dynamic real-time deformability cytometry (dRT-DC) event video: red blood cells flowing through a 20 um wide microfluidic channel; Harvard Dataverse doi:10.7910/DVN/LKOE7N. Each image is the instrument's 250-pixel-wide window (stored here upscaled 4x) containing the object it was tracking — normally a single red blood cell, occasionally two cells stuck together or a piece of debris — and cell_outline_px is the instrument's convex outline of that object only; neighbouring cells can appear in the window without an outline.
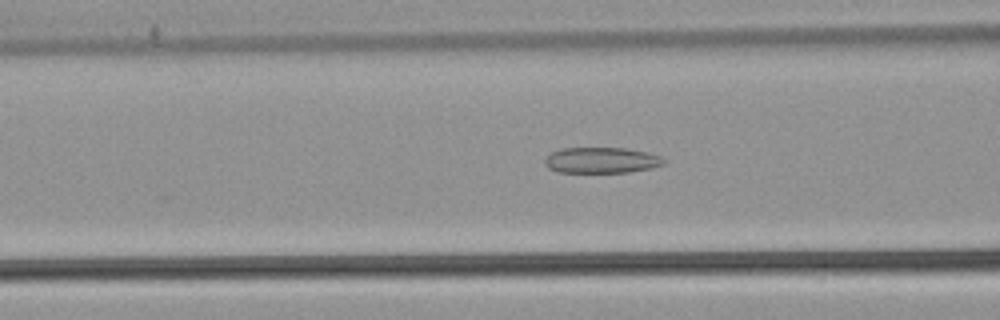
{"species": "common noctule bat (a hibernating species)", "species_latin": "Nyctalus noctula", "temperature_condition": "warm", "stored_images_in_passage": 42, "camera_frame_rate_fps": 3000, "um_per_image_px": 0.085, "animal": {"sex": "male", "body_mass_g": 21.5, "forearm_length_mm": 52.0}, "frame": {"image": 1, "passage_image": 11, "time_ms": 3.333, "image_size_px": [1000, 320], "cell_outline_px": [[664, 164], [652, 168], [628, 172], [556, 172], [548, 168], [544, 164], [544, 160], [552, 152], [560, 148], [624, 148], [644, 152], [660, 156], [664, 160]], "centroid_in_image_um": [51.08, 13.62], "position_along_channel_um": 115.5, "area_um2": 17.8}}
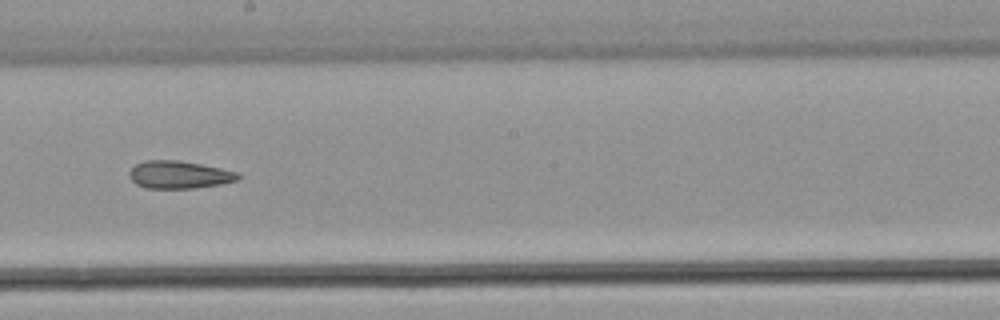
{"frame": {"image": 2, "passage_image": 20, "time_ms": 6.333, "image_size_px": [1000, 320], "cell_outline_px": [[244, 176], [240, 180], [220, 184], [196, 188], [144, 188], [136, 184], [128, 176], [128, 172], [136, 164], [144, 160], [176, 160], [200, 164], [240, 172]], "centroid_in_image_um": [15.26, 14.85], "position_along_channel_um": 232.9, "area_um2": 17.74}}
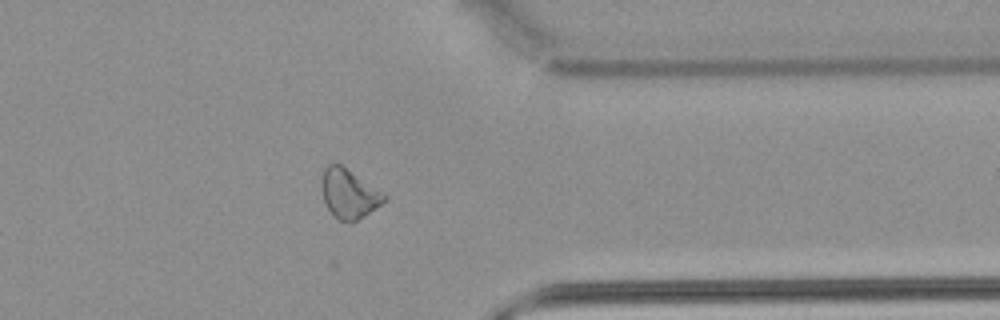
{"frame": {"image": 3, "passage_image": 32, "time_ms": 10.333, "image_size_px": [1000, 320], "cell_outline_px": [[388, 196], [380, 204], [364, 216], [352, 224], [340, 220], [324, 204], [320, 184], [320, 180], [324, 168], [332, 160], [340, 164]], "centroid_in_image_um": [29.59, 16.44], "position_along_channel_um": 381.8, "area_um2": 17.98}, "authors_computed_cell_mechanics": {"area_um2": 18.6983, "velocity_mm_per_s": 3.9104, "shape_relaxation_time_tau1_ms": null, "shape_relaxation_time_tau2_ms": 4.7972, "deformation_change_tau1": null, "deformation_change_tau2": 0.1339}}